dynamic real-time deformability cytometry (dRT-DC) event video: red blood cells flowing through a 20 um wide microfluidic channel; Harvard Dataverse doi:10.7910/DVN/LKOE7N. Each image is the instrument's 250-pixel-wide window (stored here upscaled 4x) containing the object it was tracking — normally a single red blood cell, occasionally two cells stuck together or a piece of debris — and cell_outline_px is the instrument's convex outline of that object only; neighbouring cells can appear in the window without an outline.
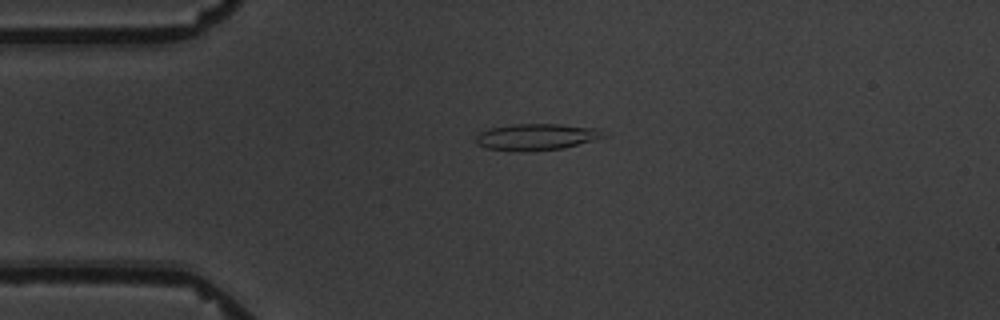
{"species": "common noctule bat (a hibernating species)", "species_latin": "Nyctalus noctula", "temperature_condition": "warm", "stored_images_in_passage": 3, "camera_frame_rate_fps": 3000, "um_per_image_px": 0.085, "animal": {"sex": "male", "body_mass_g": 19.5, "forearm_length_mm": 54.6}, "frame": {"image": 1, "passage_image": 1, "time_ms": 0.0, "image_size_px": [1000, 320], "cell_outline_px": [[608, 136], [596, 140], [564, 148], [528, 152], [488, 148], [476, 144], [476, 136], [480, 132], [488, 128], [512, 124], [556, 124], [600, 128]], "centroid_in_image_um": [45.64, 11.63], "position_along_channel_um": 39.4, "area_um2": 19.94}}
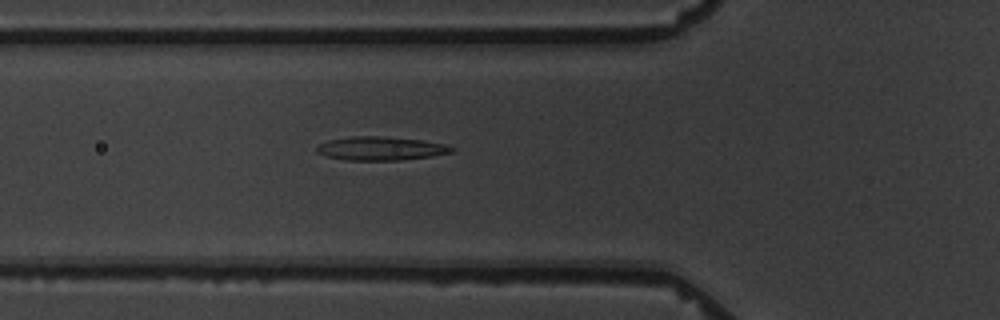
{"frame": {"image": 2, "passage_image": 3, "time_ms": 2.333, "image_size_px": [1000, 320], "cell_outline_px": [[456, 148], [452, 152], [432, 156], [400, 160], [348, 160], [324, 156], [316, 152], [316, 148], [320, 144], [328, 140], [348, 136], [384, 136], [420, 140], [444, 144]], "centroid_in_image_um": [32.33, 12.61], "position_along_channel_um": 93.5, "area_um2": 18.61}}